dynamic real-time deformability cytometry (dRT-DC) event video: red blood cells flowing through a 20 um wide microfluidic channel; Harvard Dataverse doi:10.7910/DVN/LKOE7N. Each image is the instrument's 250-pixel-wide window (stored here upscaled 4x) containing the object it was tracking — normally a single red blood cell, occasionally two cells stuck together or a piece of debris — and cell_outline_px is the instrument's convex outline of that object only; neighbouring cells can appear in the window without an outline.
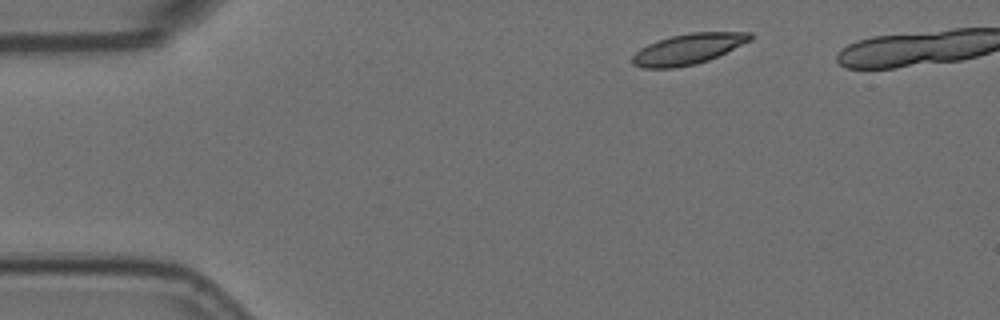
{"species": "Egyptian fruit bat (a non-hibernating species)", "species_latin": "Rousettus aegyptiacus", "temperature_condition": "room temperature", "stored_images_in_passage": 4, "camera_frame_rate_fps": 3000, "um_per_image_px": 0.085, "animal": {"sex": "female"}, "frame": {"image": 1, "passage_image": 1, "time_ms": 0.0, "image_size_px": [1000, 320], "cell_outline_px": [[756, 36], [752, 40], [708, 60], [696, 64], [672, 68], [644, 68], [632, 64], [632, 56], [640, 48], [648, 44], [672, 36], [692, 32], [752, 32]], "centroid_in_image_um": [58.52, 4.16], "position_along_channel_um": 26.5, "area_um2": 20.92}}
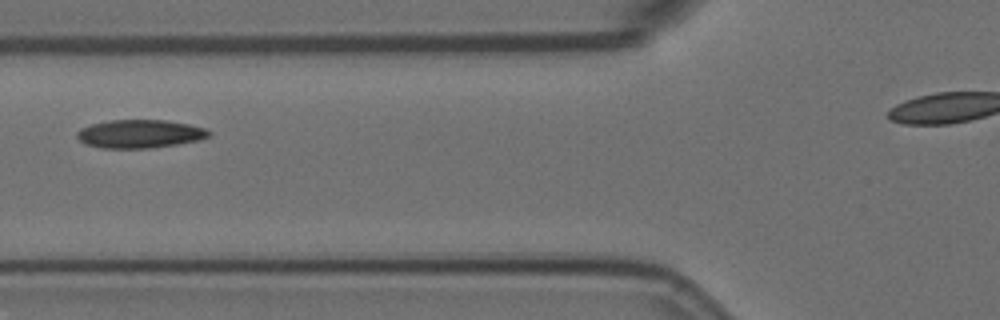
{"frame": {"image": 2, "passage_image": 4, "time_ms": 1.0, "image_size_px": [1000, 320], "cell_outline_px": [[212, 136], [196, 140], [176, 144], [148, 148], [100, 148], [84, 144], [76, 136], [76, 132], [80, 128], [92, 124], [108, 120], [168, 120], [188, 124], [204, 128], [212, 132]], "centroid_in_image_um": [11.86, 11.37], "position_along_channel_um": 113.9, "area_um2": 21.79}}